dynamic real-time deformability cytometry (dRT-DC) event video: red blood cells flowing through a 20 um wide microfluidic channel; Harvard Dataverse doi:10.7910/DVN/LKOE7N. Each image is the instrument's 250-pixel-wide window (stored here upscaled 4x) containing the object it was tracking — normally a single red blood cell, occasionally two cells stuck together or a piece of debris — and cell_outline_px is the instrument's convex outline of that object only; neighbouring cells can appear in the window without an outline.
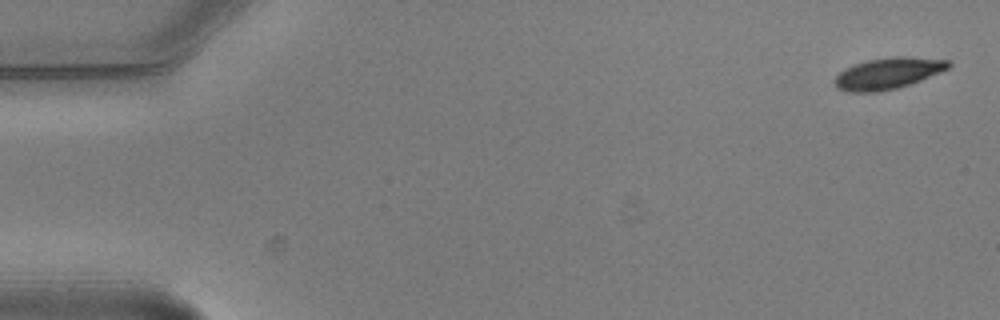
{"species": "common noctule bat (a hibernating species)", "species_latin": "Nyctalus noctula", "temperature_condition": "warm", "stored_images_in_passage": 2, "camera_frame_rate_fps": 3000, "um_per_image_px": 0.085, "animal": {"sex": "male", "body_mass_g": 20.5, "forearm_length_mm": 52.5}, "frame": {"image": 1, "passage_image": 1, "time_ms": 0.0, "image_size_px": [1000, 320], "cell_outline_px": [[952, 64], [948, 68], [940, 72], [920, 80], [896, 88], [876, 92], [848, 92], [840, 88], [836, 84], [836, 76], [840, 72], [856, 64], [868, 60], [892, 56], [908, 56], [952, 60]], "centroid_in_image_um": [75.55, 6.21], "position_along_channel_um": 9.5, "area_um2": 20.46}}